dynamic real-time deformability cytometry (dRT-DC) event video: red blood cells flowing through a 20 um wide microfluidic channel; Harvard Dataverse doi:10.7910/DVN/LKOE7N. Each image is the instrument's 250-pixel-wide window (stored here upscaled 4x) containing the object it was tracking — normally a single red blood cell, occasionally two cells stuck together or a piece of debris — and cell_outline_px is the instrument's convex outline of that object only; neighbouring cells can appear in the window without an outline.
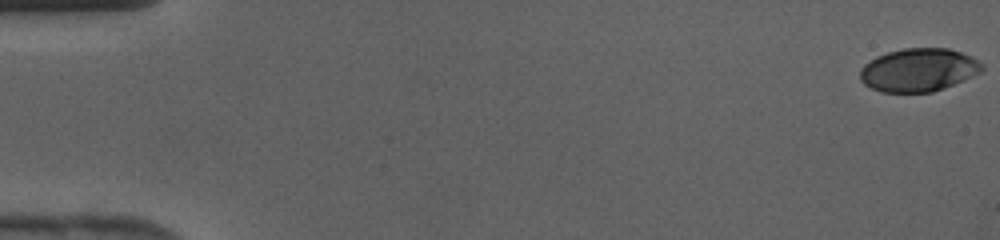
{"species": "human", "species_latin": "Homo sapiens", "temperature_condition": "cold", "stored_images_in_passage": 43, "camera_frame_rate_fps": 3000, "um_per_image_px": 0.085, "donor": {"sex": "female"}, "frame": {"image": 1, "passage_image": 1, "time_ms": 0.0, "image_size_px": [1000, 240], "cell_outline_px": [[984, 68], [980, 72], [964, 80], [944, 88], [932, 92], [880, 92], [864, 84], [860, 80], [860, 68], [864, 64], [876, 56], [888, 52], [904, 48], [948, 48], [972, 56], [984, 64]], "centroid_in_image_um": [78.08, 5.94], "position_along_channel_um": 6.9, "area_um2": 30.81}}
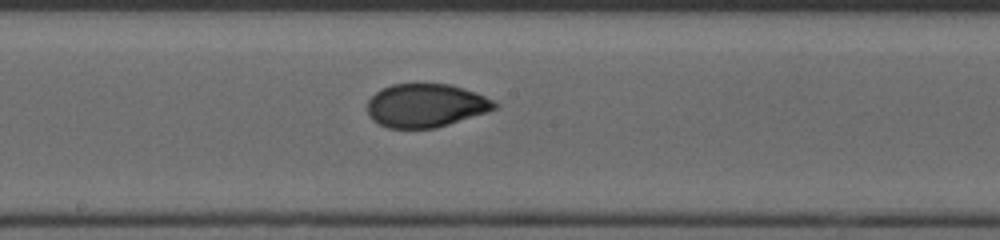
{"frame": {"image": 2, "passage_image": 24, "time_ms": 7.667, "image_size_px": [1000, 240], "cell_outline_px": [[500, 108], [436, 128], [388, 128], [372, 120], [368, 116], [368, 100], [376, 92], [392, 84], [452, 84], [476, 92], [496, 100], [500, 104]], "centroid_in_image_um": [36.25, 8.96], "position_along_channel_um": 211.9, "area_um2": 32.48}}
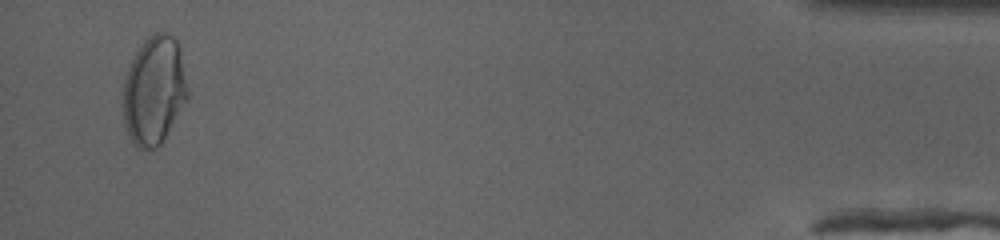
{"frame": {"image": 3, "passage_image": 42, "time_ms": 13.667, "image_size_px": [1000, 240], "cell_outline_px": [[188, 100], [160, 144], [156, 148], [136, 148], [132, 144], [128, 136], [124, 124], [120, 104], [120, 92], [124, 76], [140, 44], [148, 36], [156, 32], [168, 32], [176, 40], [180, 52], [188, 88]], "centroid_in_image_um": [13.04, 7.71], "position_along_channel_um": 422.2, "area_um2": 41.73}}